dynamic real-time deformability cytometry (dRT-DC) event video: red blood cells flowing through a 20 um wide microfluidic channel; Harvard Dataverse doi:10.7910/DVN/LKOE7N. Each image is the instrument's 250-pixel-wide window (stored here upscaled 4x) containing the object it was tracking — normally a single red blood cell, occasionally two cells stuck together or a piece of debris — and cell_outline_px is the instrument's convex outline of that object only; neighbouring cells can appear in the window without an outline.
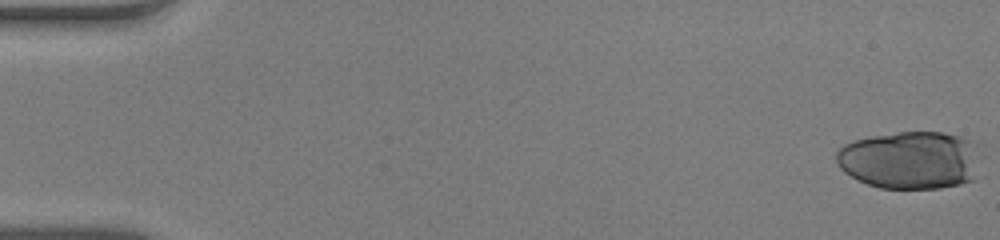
{"species": "human", "species_latin": "Homo sapiens", "temperature_condition": "warm", "stored_images_in_passage": 25, "camera_frame_rate_fps": 3000, "um_per_image_px": 0.085, "donor": {"sex": "male"}, "frame": {"image": 1, "passage_image": 1, "time_ms": 0.0, "image_size_px": [1000, 240], "cell_outline_px": [[980, 144], [972, 180], [960, 184], [940, 188], [880, 188], [868, 184], [844, 172], [836, 164], [836, 152], [844, 144], [852, 140], [872, 136], [900, 132], [940, 132], [960, 136], [972, 140]], "centroid_in_image_um": [77.35, 13.59], "position_along_channel_um": 7.6, "area_um2": 48.73}}
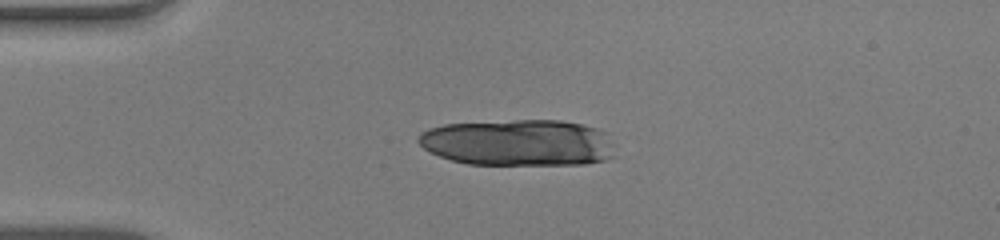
{"frame": {"image": 2, "passage_image": 14, "time_ms": 4.333, "image_size_px": [1000, 240], "cell_outline_px": [[616, 144], [612, 156], [604, 160], [584, 164], [468, 164], [452, 160], [440, 156], [424, 148], [416, 140], [420, 132], [428, 128], [444, 124], [516, 120], [560, 120], [600, 128], [608, 132]], "centroid_in_image_um": [44.11, 12.11], "position_along_channel_um": 40.9, "area_um2": 53.7}}